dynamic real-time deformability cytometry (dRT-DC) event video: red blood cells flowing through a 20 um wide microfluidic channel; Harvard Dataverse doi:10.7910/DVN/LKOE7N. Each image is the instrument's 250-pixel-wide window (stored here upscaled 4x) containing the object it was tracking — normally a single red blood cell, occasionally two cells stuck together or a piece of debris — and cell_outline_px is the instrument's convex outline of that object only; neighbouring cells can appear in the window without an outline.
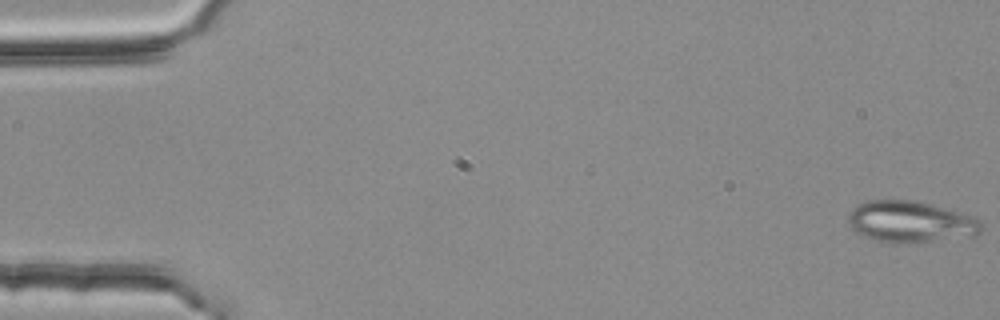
{"species": "common noctule bat (a hibernating species)", "species_latin": "Nyctalus noctula", "temperature_condition": "room temperature", "stored_images_in_passage": 5, "camera_frame_rate_fps": 3000, "um_per_image_px": 0.085, "animal": {"sex": "female", "body_mass_g": 25.1}, "frame": {"image": 1, "passage_image": 1, "time_ms": 0.0, "image_size_px": [1000, 320], "cell_outline_px": [[984, 228], [976, 236], [908, 244], [892, 244], [864, 236], [856, 232], [848, 224], [848, 216], [852, 208], [868, 200], [916, 200], [960, 212], [972, 216], [980, 220], [984, 224]], "centroid_in_image_um": [77.44, 18.87], "position_along_channel_um": 7.6, "area_um2": 32.66}}